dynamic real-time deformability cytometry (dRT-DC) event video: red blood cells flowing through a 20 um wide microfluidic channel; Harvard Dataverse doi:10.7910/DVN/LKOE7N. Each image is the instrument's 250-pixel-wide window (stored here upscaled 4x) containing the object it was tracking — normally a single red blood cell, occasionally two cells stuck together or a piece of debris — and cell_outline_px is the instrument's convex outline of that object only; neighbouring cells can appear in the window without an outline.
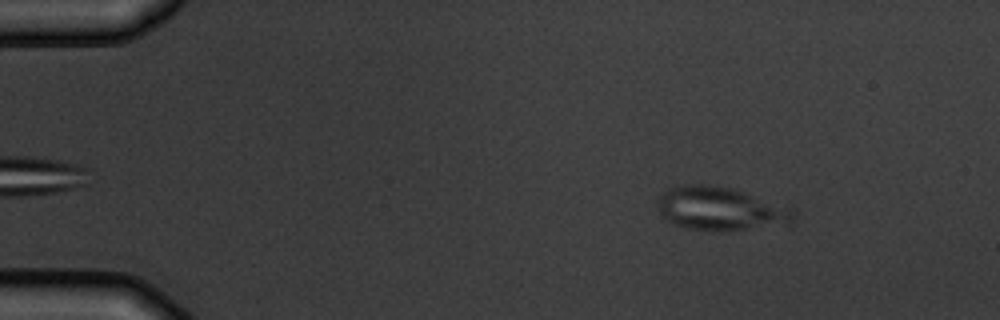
{"species": "common noctule bat (a hibernating species)", "species_latin": "Nyctalus noctula", "temperature_condition": "warm", "stored_images_in_passage": 5, "camera_frame_rate_fps": 3000, "um_per_image_px": 0.085, "animal": {"sex": "male", "body_mass_g": 19.5, "forearm_length_mm": 54.6}, "frame": {"image": 1, "passage_image": 1, "time_ms": 0.0, "image_size_px": [1000, 320], "cell_outline_px": [[796, 212], [792, 220], [788, 224], [744, 228], [684, 228], [664, 220], [660, 216], [656, 204], [656, 200], [668, 188], [680, 184], [704, 184], [732, 188], [792, 208]], "centroid_in_image_um": [61.14, 17.69], "position_along_channel_um": 23.9, "area_um2": 33.7}}